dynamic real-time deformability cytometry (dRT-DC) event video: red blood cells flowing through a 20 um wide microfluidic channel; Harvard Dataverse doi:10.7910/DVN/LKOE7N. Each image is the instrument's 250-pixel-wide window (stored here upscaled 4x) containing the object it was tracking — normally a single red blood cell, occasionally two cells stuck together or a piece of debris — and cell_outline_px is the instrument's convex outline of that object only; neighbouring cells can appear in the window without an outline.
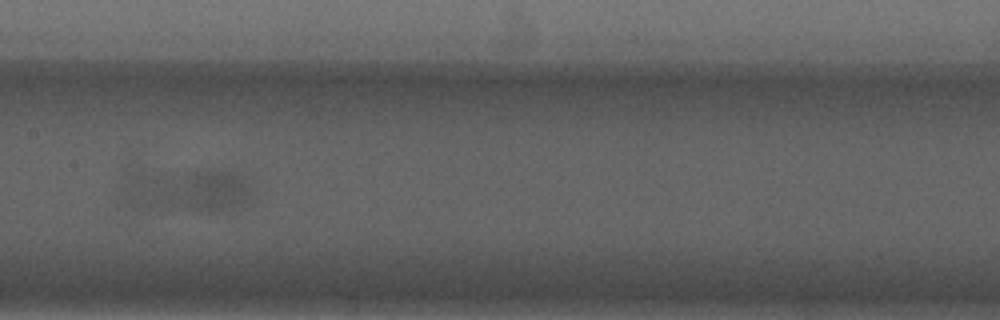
{"species": "common noctule bat (a hibernating species)", "species_latin": "Nyctalus noctula", "temperature_condition": "cold", "stored_images_in_passage": 9, "segment_of_instrument_passage": [2, 2], "camera_frame_rate_fps": 3000, "um_per_image_px": 0.085, "animal": {"sex": "male", "forearm_length_mm": 52.5}, "frame": {"image": 1, "passage_image": 9, "time_ms": 10.333, "image_size_px": [1000, 320], "cell_outline_px": [[248, 200], [232, 208], [196, 208], [156, 204], [132, 180], [136, 172], [228, 172], [244, 176], [248, 188]], "centroid_in_image_um": [16.49, 16.05], "position_along_channel_um": 190.9, "area_um2": 25.72}}